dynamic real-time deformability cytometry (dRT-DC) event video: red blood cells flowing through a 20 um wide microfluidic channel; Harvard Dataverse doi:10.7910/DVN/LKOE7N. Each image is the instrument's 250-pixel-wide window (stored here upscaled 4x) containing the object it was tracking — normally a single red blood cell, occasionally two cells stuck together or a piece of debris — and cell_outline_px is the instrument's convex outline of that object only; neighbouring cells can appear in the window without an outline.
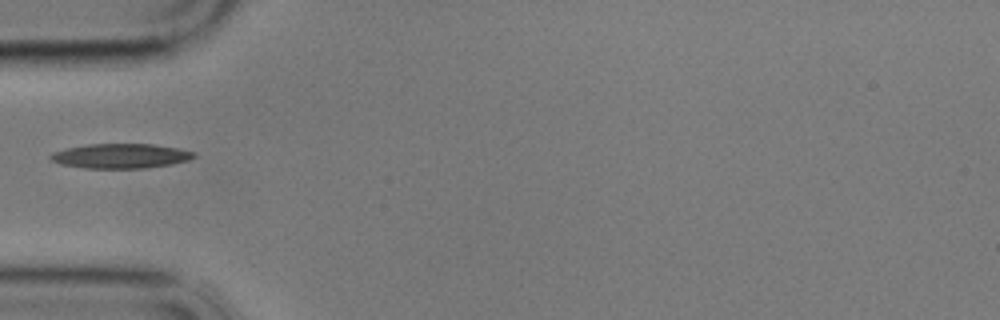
{"species": "common noctule bat (a hibernating species)", "species_latin": "Nyctalus noctula", "temperature_condition": "cold", "stored_images_in_passage": 18, "camera_frame_rate_fps": 3000, "um_per_image_px": 0.085, "animal": {"sex": "male", "body_mass_g": 17.9}, "frame": {"image": 1, "passage_image": 1, "time_ms": 0.0, "image_size_px": [1000, 320], "cell_outline_px": [[196, 156], [188, 160], [172, 164], [144, 168], [84, 168], [60, 164], [52, 160], [48, 156], [52, 152], [64, 148], [88, 144], [152, 144], [176, 148], [196, 152]], "centroid_in_image_um": [10.22, 13.25], "position_along_channel_um": 74.8, "area_um2": 20.63}}
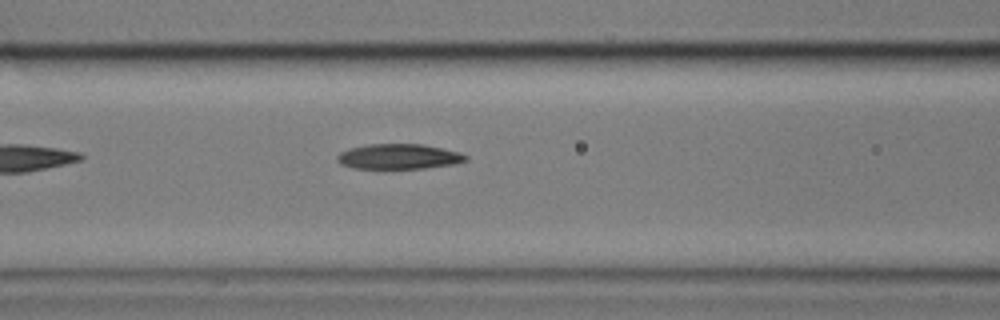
{"frame": {"image": 2, "passage_image": 6, "time_ms": 1.667, "image_size_px": [1000, 320], "cell_outline_px": [[468, 160], [456, 164], [424, 168], [352, 168], [340, 164], [336, 160], [336, 156], [340, 152], [348, 148], [368, 144], [424, 144], [460, 152], [468, 156]], "centroid_in_image_um": [33.89, 13.3], "position_along_channel_um": 132.7, "area_um2": 19.02}}
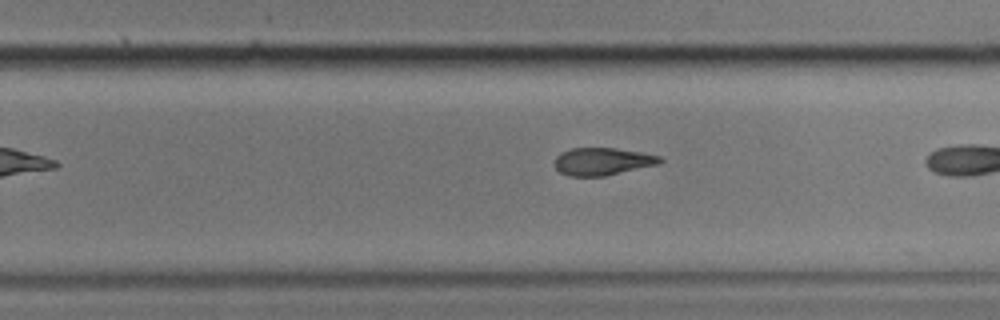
{"frame": {"image": 3, "passage_image": 16, "time_ms": 5.0, "image_size_px": [1000, 320], "cell_outline_px": [[664, 160], [660, 164], [604, 176], [568, 176], [560, 172], [552, 164], [556, 156], [560, 152], [572, 148], [616, 148], [640, 152], [660, 156]], "centroid_in_image_um": [51.18, 13.72], "position_along_channel_um": 278.6, "area_um2": 17.05}}